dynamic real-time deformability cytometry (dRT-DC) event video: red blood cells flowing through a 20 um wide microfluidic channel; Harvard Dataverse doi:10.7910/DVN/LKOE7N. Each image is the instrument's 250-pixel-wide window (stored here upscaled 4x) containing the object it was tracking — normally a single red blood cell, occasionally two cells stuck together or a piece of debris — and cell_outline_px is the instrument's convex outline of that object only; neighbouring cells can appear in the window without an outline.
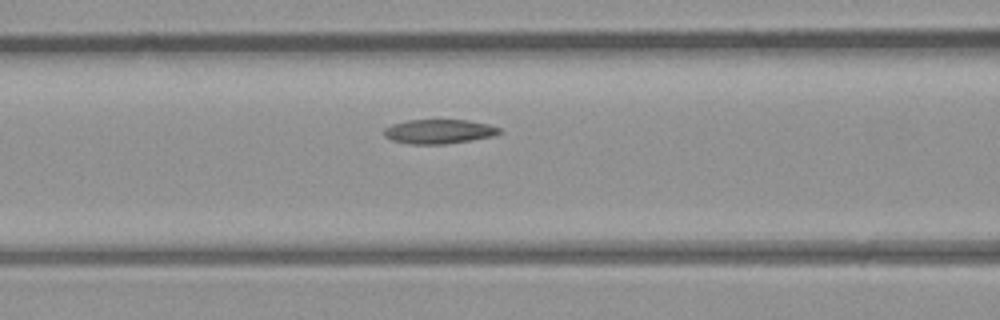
{"species": "common noctule bat (a hibernating species)", "species_latin": "Nyctalus noctula", "temperature_condition": "room temperature", "stored_images_in_passage": 15, "camera_frame_rate_fps": 3000, "um_per_image_px": 0.085, "animal": {"sex": "male", "body_mass_g": 23.1, "forearm_length_mm": 52.7}, "frame": {"image": 1, "passage_image": 11, "time_ms": 3.333, "image_size_px": [1000, 320], "cell_outline_px": [[504, 132], [492, 136], [472, 140], [444, 144], [412, 144], [392, 140], [384, 136], [384, 128], [392, 124], [408, 120], [468, 120], [488, 124], [500, 128]], "centroid_in_image_um": [37.33, 11.17], "position_along_channel_um": 129.3, "area_um2": 16.36}}